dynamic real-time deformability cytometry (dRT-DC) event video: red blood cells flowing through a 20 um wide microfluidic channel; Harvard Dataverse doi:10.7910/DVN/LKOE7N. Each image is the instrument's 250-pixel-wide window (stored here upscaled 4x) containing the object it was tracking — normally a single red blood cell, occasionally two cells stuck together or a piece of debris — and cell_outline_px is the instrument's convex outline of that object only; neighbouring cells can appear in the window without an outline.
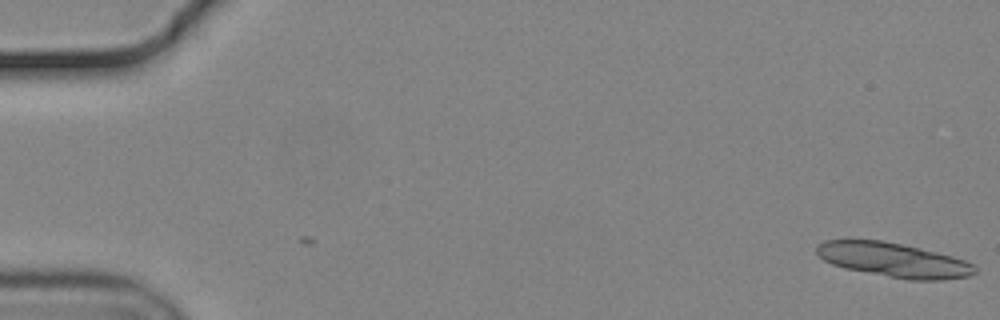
{"species": "common noctule bat (a hibernating species)", "species_latin": "Nyctalus noctula", "temperature_condition": "cold", "stored_images_in_passage": 5, "camera_frame_rate_fps": 3000, "um_per_image_px": 0.085, "animal": {"sex": "male", "body_mass_g": 19.2, "forearm_length_mm": 51.8}, "frame": {"image": 1, "passage_image": 5, "time_ms": 1.333, "image_size_px": [1000, 320], "cell_outline_px": [[976, 272], [972, 276], [944, 280], [908, 280], [844, 268], [832, 264], [824, 260], [816, 252], [816, 244], [824, 240], [884, 240], [920, 248], [952, 256], [964, 260], [972, 264], [976, 268]], "centroid_in_image_um": [75.96, 22.1], "position_along_channel_um": 9.0, "area_um2": 31.73}}